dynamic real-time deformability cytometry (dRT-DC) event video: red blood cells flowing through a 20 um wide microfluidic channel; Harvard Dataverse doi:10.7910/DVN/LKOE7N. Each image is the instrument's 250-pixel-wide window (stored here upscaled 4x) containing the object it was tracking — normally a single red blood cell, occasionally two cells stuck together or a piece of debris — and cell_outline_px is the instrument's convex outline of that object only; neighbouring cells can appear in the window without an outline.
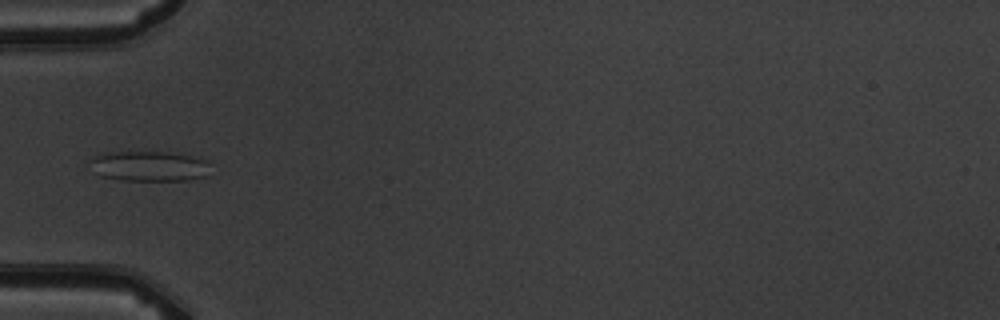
{"species": "common noctule bat (a hibernating species)", "species_latin": "Nyctalus noctula", "temperature_condition": "warm", "stored_images_in_passage": 6, "camera_frame_rate_fps": 3000, "um_per_image_px": 0.085, "animal": {"sex": "male", "body_mass_g": 19.5, "forearm_length_mm": 54.6}, "frame": {"image": 1, "passage_image": 5, "time_ms": 4.667, "image_size_px": [1000, 320], "cell_outline_px": [[208, 176], [188, 180], [120, 180], [100, 176], [92, 172], [92, 160], [96, 156], [108, 152], [168, 152], [200, 156], [208, 160]], "centroid_in_image_um": [12.74, 14.12], "position_along_channel_um": 72.3, "area_um2": 21.39}}
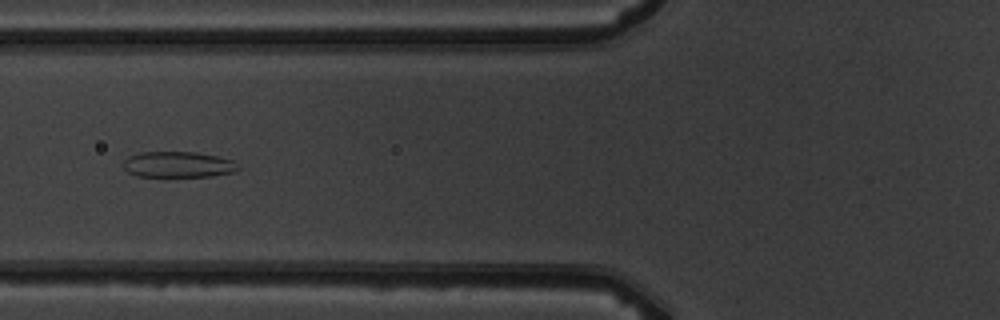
{"frame": {"image": 2, "passage_image": 6, "time_ms": 5.667, "image_size_px": [1000, 320], "cell_outline_px": [[240, 168], [236, 172], [212, 176], [172, 180], [136, 176], [128, 172], [124, 168], [124, 160], [128, 156], [140, 152], [196, 152], [216, 156], [232, 160]], "centroid_in_image_um": [15.12, 14.05], "position_along_channel_um": 110.7, "area_um2": 18.38}}